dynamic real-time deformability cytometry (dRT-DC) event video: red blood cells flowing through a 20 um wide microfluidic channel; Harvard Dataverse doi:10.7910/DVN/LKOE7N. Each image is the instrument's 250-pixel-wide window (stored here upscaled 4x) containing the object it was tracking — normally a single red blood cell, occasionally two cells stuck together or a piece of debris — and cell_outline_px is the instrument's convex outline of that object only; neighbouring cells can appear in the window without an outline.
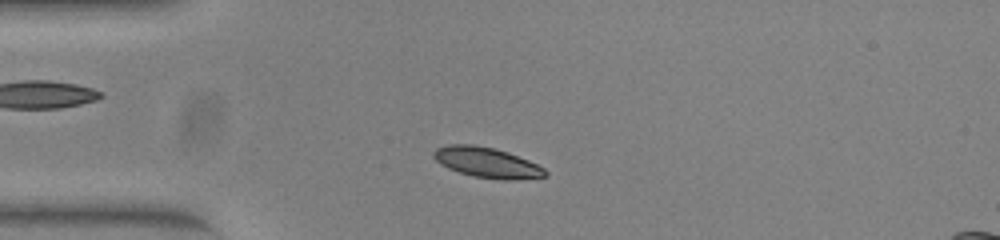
{"species": "common noctule bat (a hibernating species)", "species_latin": "Nyctalus noctula", "temperature_condition": "warm", "stored_images_in_passage": 25, "camera_frame_rate_fps": 3000, "um_per_image_px": 0.085, "animal": {"sex": "female", "body_mass_g": 23.0, "forearm_length_mm": 53.4}, "frame": {"image": 1, "passage_image": 6, "time_ms": 1.667, "image_size_px": [1000, 240], "cell_outline_px": [[548, 176], [512, 180], [504, 180], [472, 176], [448, 168], [440, 164], [432, 156], [432, 152], [436, 148], [448, 144], [472, 144], [492, 148], [508, 152], [528, 160], [544, 168], [548, 172]], "centroid_in_image_um": [41.37, 13.81], "position_along_channel_um": 43.6, "area_um2": 19.71}}
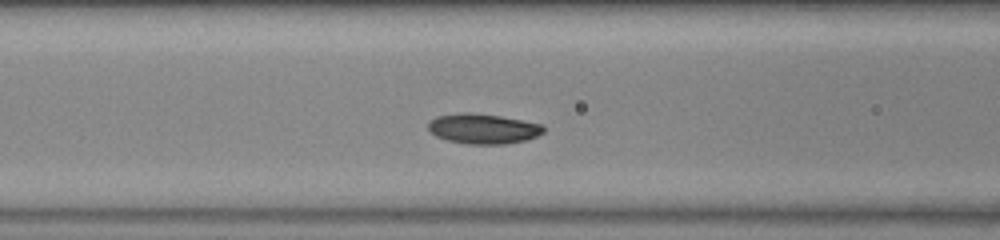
{"frame": {"image": 2, "passage_image": 14, "time_ms": 4.333, "image_size_px": [1000, 240], "cell_outline_px": [[544, 132], [536, 136], [524, 140], [504, 144], [468, 144], [448, 140], [436, 136], [428, 128], [428, 124], [436, 116], [464, 112], [468, 112], [500, 116], [544, 124]], "centroid_in_image_um": [41.08, 10.93], "position_along_channel_um": 125.5, "area_um2": 20.06}}
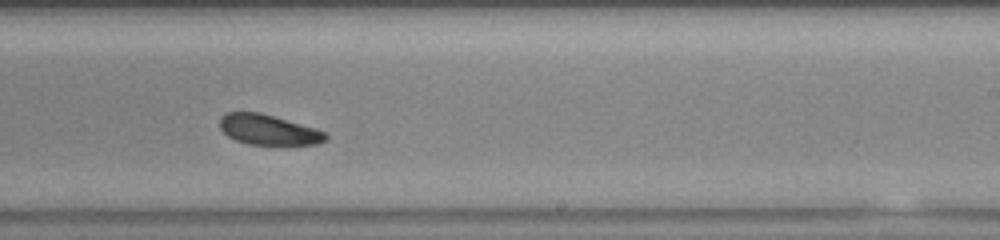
{"frame": {"image": 3, "passage_image": 25, "time_ms": 8.0, "image_size_px": [1000, 240], "cell_outline_px": [[328, 140], [316, 144], [248, 144], [236, 140], [228, 136], [220, 128], [220, 116], [228, 112], [260, 112], [316, 128], [324, 132], [328, 136]], "centroid_in_image_um": [22.81, 11.02], "position_along_channel_um": 266.2, "area_um2": 18.55}}